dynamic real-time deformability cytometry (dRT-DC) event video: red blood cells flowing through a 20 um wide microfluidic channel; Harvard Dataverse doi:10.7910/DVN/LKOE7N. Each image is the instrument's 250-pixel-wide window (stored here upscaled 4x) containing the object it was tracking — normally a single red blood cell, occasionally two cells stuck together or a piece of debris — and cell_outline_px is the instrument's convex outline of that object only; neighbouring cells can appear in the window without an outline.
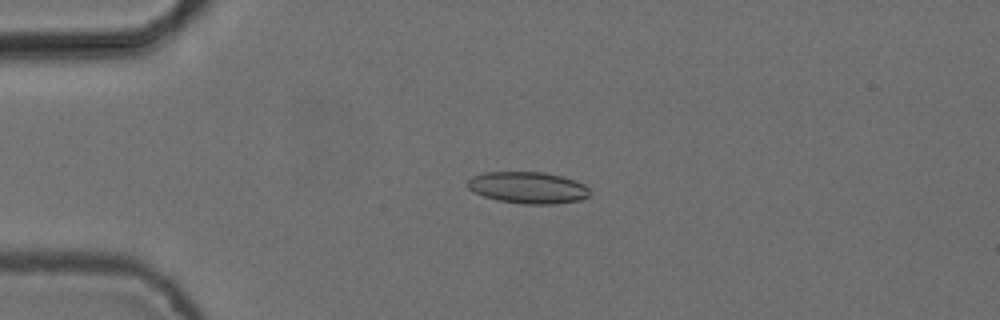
{"species": "common noctule bat (a hibernating species)", "species_latin": "Nyctalus noctula", "temperature_condition": "cold", "stored_images_in_passage": 5, "camera_frame_rate_fps": 3000, "um_per_image_px": 0.085, "animal": {"sex": "female", "body_mass_g": 24.6, "forearm_length_mm": 56.2}, "frame": {"image": 1, "passage_image": 3, "time_ms": 0.667, "image_size_px": [1000, 320], "cell_outline_px": [[588, 196], [580, 200], [552, 204], [524, 204], [500, 200], [484, 196], [472, 192], [464, 184], [472, 176], [484, 172], [544, 172], [560, 176], [584, 184], [588, 188]], "centroid_in_image_um": [44.81, 15.94], "position_along_channel_um": 40.2, "area_um2": 22.43}}
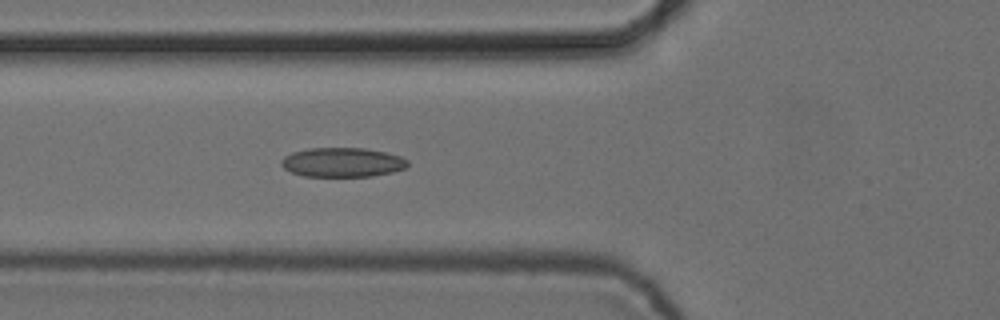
{"frame": {"image": 2, "passage_image": 5, "time_ms": 1.333, "image_size_px": [1000, 320], "cell_outline_px": [[408, 164], [404, 168], [392, 172], [372, 176], [304, 176], [292, 172], [284, 168], [280, 164], [280, 160], [284, 156], [292, 152], [308, 148], [364, 148], [384, 152], [400, 156], [408, 160]], "centroid_in_image_um": [29.07, 13.79], "position_along_channel_um": 96.7, "area_um2": 21.56}}